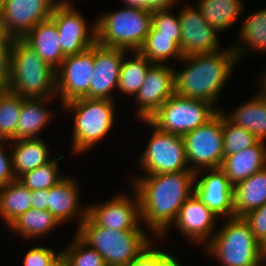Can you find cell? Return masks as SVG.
<instances>
[{"instance_id":"6da1fadb","label":"cell","mask_w":266,"mask_h":266,"mask_svg":"<svg viewBox=\"0 0 266 266\" xmlns=\"http://www.w3.org/2000/svg\"><path fill=\"white\" fill-rule=\"evenodd\" d=\"M194 180L195 172L190 169L135 176L131 180L139 198L141 222L154 238L167 234L181 206L193 194Z\"/></svg>"},{"instance_id":"7a4b0ae2","label":"cell","mask_w":266,"mask_h":266,"mask_svg":"<svg viewBox=\"0 0 266 266\" xmlns=\"http://www.w3.org/2000/svg\"><path fill=\"white\" fill-rule=\"evenodd\" d=\"M180 61L188 66L180 71L174 70L175 94L207 101L220 111L222 108L217 106L220 94L238 64L232 46L215 53L186 56Z\"/></svg>"},{"instance_id":"3957f363","label":"cell","mask_w":266,"mask_h":266,"mask_svg":"<svg viewBox=\"0 0 266 266\" xmlns=\"http://www.w3.org/2000/svg\"><path fill=\"white\" fill-rule=\"evenodd\" d=\"M9 91L28 99L57 98L55 70L22 39L12 45Z\"/></svg>"},{"instance_id":"277c9868","label":"cell","mask_w":266,"mask_h":266,"mask_svg":"<svg viewBox=\"0 0 266 266\" xmlns=\"http://www.w3.org/2000/svg\"><path fill=\"white\" fill-rule=\"evenodd\" d=\"M75 233L103 257L107 266H131L153 243L146 230H113L101 227L88 215Z\"/></svg>"},{"instance_id":"5b68a950","label":"cell","mask_w":266,"mask_h":266,"mask_svg":"<svg viewBox=\"0 0 266 266\" xmlns=\"http://www.w3.org/2000/svg\"><path fill=\"white\" fill-rule=\"evenodd\" d=\"M226 223L216 230L204 246L210 257L222 266H266L262 245L253 235L243 217L225 218Z\"/></svg>"},{"instance_id":"8992f818","label":"cell","mask_w":266,"mask_h":266,"mask_svg":"<svg viewBox=\"0 0 266 266\" xmlns=\"http://www.w3.org/2000/svg\"><path fill=\"white\" fill-rule=\"evenodd\" d=\"M96 43L126 51H139L152 24V12L123 7L100 14L95 20Z\"/></svg>"},{"instance_id":"52a82bcc","label":"cell","mask_w":266,"mask_h":266,"mask_svg":"<svg viewBox=\"0 0 266 266\" xmlns=\"http://www.w3.org/2000/svg\"><path fill=\"white\" fill-rule=\"evenodd\" d=\"M114 100L78 98L61 105L74 113L72 151L87 152L109 134L115 121Z\"/></svg>"},{"instance_id":"ba28073f","label":"cell","mask_w":266,"mask_h":266,"mask_svg":"<svg viewBox=\"0 0 266 266\" xmlns=\"http://www.w3.org/2000/svg\"><path fill=\"white\" fill-rule=\"evenodd\" d=\"M218 110L209 102L175 93L148 119L158 130L180 136L210 120Z\"/></svg>"},{"instance_id":"9c48e42d","label":"cell","mask_w":266,"mask_h":266,"mask_svg":"<svg viewBox=\"0 0 266 266\" xmlns=\"http://www.w3.org/2000/svg\"><path fill=\"white\" fill-rule=\"evenodd\" d=\"M190 170L200 177L204 169L220 168L224 158L223 112L182 136ZM192 165V166H191Z\"/></svg>"},{"instance_id":"30bf717a","label":"cell","mask_w":266,"mask_h":266,"mask_svg":"<svg viewBox=\"0 0 266 266\" xmlns=\"http://www.w3.org/2000/svg\"><path fill=\"white\" fill-rule=\"evenodd\" d=\"M152 129L138 165L144 175L172 173L189 170L183 137L158 130L148 120H140Z\"/></svg>"},{"instance_id":"8fae6325","label":"cell","mask_w":266,"mask_h":266,"mask_svg":"<svg viewBox=\"0 0 266 266\" xmlns=\"http://www.w3.org/2000/svg\"><path fill=\"white\" fill-rule=\"evenodd\" d=\"M94 73V44L81 53L68 55L55 70L56 96L61 105L84 98Z\"/></svg>"},{"instance_id":"7c38bea8","label":"cell","mask_w":266,"mask_h":266,"mask_svg":"<svg viewBox=\"0 0 266 266\" xmlns=\"http://www.w3.org/2000/svg\"><path fill=\"white\" fill-rule=\"evenodd\" d=\"M57 0H3L2 34L22 39L38 23L50 19Z\"/></svg>"},{"instance_id":"4fadbf2b","label":"cell","mask_w":266,"mask_h":266,"mask_svg":"<svg viewBox=\"0 0 266 266\" xmlns=\"http://www.w3.org/2000/svg\"><path fill=\"white\" fill-rule=\"evenodd\" d=\"M72 3H58L52 12L65 56L83 52L96 43V23L89 28L84 16Z\"/></svg>"},{"instance_id":"5bb4252c","label":"cell","mask_w":266,"mask_h":266,"mask_svg":"<svg viewBox=\"0 0 266 266\" xmlns=\"http://www.w3.org/2000/svg\"><path fill=\"white\" fill-rule=\"evenodd\" d=\"M132 191L133 198L124 193H118L106 203L87 206V215L101 227L113 230H144L141 223L139 198L136 191Z\"/></svg>"},{"instance_id":"9a60e30c","label":"cell","mask_w":266,"mask_h":266,"mask_svg":"<svg viewBox=\"0 0 266 266\" xmlns=\"http://www.w3.org/2000/svg\"><path fill=\"white\" fill-rule=\"evenodd\" d=\"M174 69L168 64H153L149 68L133 97L137 107L134 116L139 120H148L175 93Z\"/></svg>"},{"instance_id":"2e32d148","label":"cell","mask_w":266,"mask_h":266,"mask_svg":"<svg viewBox=\"0 0 266 266\" xmlns=\"http://www.w3.org/2000/svg\"><path fill=\"white\" fill-rule=\"evenodd\" d=\"M184 6L178 14L181 25L180 51L183 57L222 50L218 32L207 23L196 6Z\"/></svg>"},{"instance_id":"e0dca14e","label":"cell","mask_w":266,"mask_h":266,"mask_svg":"<svg viewBox=\"0 0 266 266\" xmlns=\"http://www.w3.org/2000/svg\"><path fill=\"white\" fill-rule=\"evenodd\" d=\"M127 54L128 51L120 48L94 44V73L86 98L106 100L115 98L112 94L118 89L121 63Z\"/></svg>"},{"instance_id":"ac0fdd59","label":"cell","mask_w":266,"mask_h":266,"mask_svg":"<svg viewBox=\"0 0 266 266\" xmlns=\"http://www.w3.org/2000/svg\"><path fill=\"white\" fill-rule=\"evenodd\" d=\"M204 172L200 178L195 176L193 193L217 216L234 217V185L220 168L204 169Z\"/></svg>"},{"instance_id":"d6986e66","label":"cell","mask_w":266,"mask_h":266,"mask_svg":"<svg viewBox=\"0 0 266 266\" xmlns=\"http://www.w3.org/2000/svg\"><path fill=\"white\" fill-rule=\"evenodd\" d=\"M219 218L193 193L181 206L173 224L183 237L205 246L213 237Z\"/></svg>"},{"instance_id":"ffe728a7","label":"cell","mask_w":266,"mask_h":266,"mask_svg":"<svg viewBox=\"0 0 266 266\" xmlns=\"http://www.w3.org/2000/svg\"><path fill=\"white\" fill-rule=\"evenodd\" d=\"M70 176H66L57 185L48 189L47 210L61 225L70 219H74L73 217H79L76 232L87 217L88 207H83L79 203L80 187L77 184L78 182H76L77 180Z\"/></svg>"},{"instance_id":"44dd1931","label":"cell","mask_w":266,"mask_h":266,"mask_svg":"<svg viewBox=\"0 0 266 266\" xmlns=\"http://www.w3.org/2000/svg\"><path fill=\"white\" fill-rule=\"evenodd\" d=\"M22 40L54 70L66 57L61 50L57 26L51 18L38 23Z\"/></svg>"},{"instance_id":"7402d4cb","label":"cell","mask_w":266,"mask_h":266,"mask_svg":"<svg viewBox=\"0 0 266 266\" xmlns=\"http://www.w3.org/2000/svg\"><path fill=\"white\" fill-rule=\"evenodd\" d=\"M266 167V143L258 141L254 146L223 158L220 169L235 185Z\"/></svg>"},{"instance_id":"603a6c76","label":"cell","mask_w":266,"mask_h":266,"mask_svg":"<svg viewBox=\"0 0 266 266\" xmlns=\"http://www.w3.org/2000/svg\"><path fill=\"white\" fill-rule=\"evenodd\" d=\"M12 143V169L16 179L52 160L47 142L42 138L18 139Z\"/></svg>"},{"instance_id":"cb8c5ba5","label":"cell","mask_w":266,"mask_h":266,"mask_svg":"<svg viewBox=\"0 0 266 266\" xmlns=\"http://www.w3.org/2000/svg\"><path fill=\"white\" fill-rule=\"evenodd\" d=\"M52 98H22L15 140L40 138L39 133L52 120L53 110L46 107ZM39 137H38V136Z\"/></svg>"},{"instance_id":"d4e9b609","label":"cell","mask_w":266,"mask_h":266,"mask_svg":"<svg viewBox=\"0 0 266 266\" xmlns=\"http://www.w3.org/2000/svg\"><path fill=\"white\" fill-rule=\"evenodd\" d=\"M234 217H243L266 203V167L234 185Z\"/></svg>"},{"instance_id":"484cf974","label":"cell","mask_w":266,"mask_h":266,"mask_svg":"<svg viewBox=\"0 0 266 266\" xmlns=\"http://www.w3.org/2000/svg\"><path fill=\"white\" fill-rule=\"evenodd\" d=\"M221 111L234 124L247 129L260 141L266 140V99L258 92L234 111Z\"/></svg>"},{"instance_id":"4316f807","label":"cell","mask_w":266,"mask_h":266,"mask_svg":"<svg viewBox=\"0 0 266 266\" xmlns=\"http://www.w3.org/2000/svg\"><path fill=\"white\" fill-rule=\"evenodd\" d=\"M195 6L218 33L234 26L245 9L242 0H196Z\"/></svg>"},{"instance_id":"83f0119b","label":"cell","mask_w":266,"mask_h":266,"mask_svg":"<svg viewBox=\"0 0 266 266\" xmlns=\"http://www.w3.org/2000/svg\"><path fill=\"white\" fill-rule=\"evenodd\" d=\"M243 21L237 36L238 42H235L241 43L232 45L238 62L241 61L242 57L244 58V54L246 55L249 52L248 50H257L260 54L262 52L266 53V7L251 13Z\"/></svg>"},{"instance_id":"f1b7e54d","label":"cell","mask_w":266,"mask_h":266,"mask_svg":"<svg viewBox=\"0 0 266 266\" xmlns=\"http://www.w3.org/2000/svg\"><path fill=\"white\" fill-rule=\"evenodd\" d=\"M32 208L31 190L18 179L0 188V219L9 226L20 215Z\"/></svg>"},{"instance_id":"f546056e","label":"cell","mask_w":266,"mask_h":266,"mask_svg":"<svg viewBox=\"0 0 266 266\" xmlns=\"http://www.w3.org/2000/svg\"><path fill=\"white\" fill-rule=\"evenodd\" d=\"M61 224L48 210L30 208L15 219L7 228L24 240L48 235Z\"/></svg>"},{"instance_id":"4dcf8cb0","label":"cell","mask_w":266,"mask_h":266,"mask_svg":"<svg viewBox=\"0 0 266 266\" xmlns=\"http://www.w3.org/2000/svg\"><path fill=\"white\" fill-rule=\"evenodd\" d=\"M131 53L134 55L133 59H128V56L125 55L121 63L117 91L135 96L153 63L148 61L139 51Z\"/></svg>"},{"instance_id":"1f68e13d","label":"cell","mask_w":266,"mask_h":266,"mask_svg":"<svg viewBox=\"0 0 266 266\" xmlns=\"http://www.w3.org/2000/svg\"><path fill=\"white\" fill-rule=\"evenodd\" d=\"M139 52L153 64H168L170 59L180 62L183 58L180 47L174 42V36L147 35Z\"/></svg>"},{"instance_id":"d6a6232c","label":"cell","mask_w":266,"mask_h":266,"mask_svg":"<svg viewBox=\"0 0 266 266\" xmlns=\"http://www.w3.org/2000/svg\"><path fill=\"white\" fill-rule=\"evenodd\" d=\"M22 97L11 91L0 92V140L15 141Z\"/></svg>"},{"instance_id":"836d02e7","label":"cell","mask_w":266,"mask_h":266,"mask_svg":"<svg viewBox=\"0 0 266 266\" xmlns=\"http://www.w3.org/2000/svg\"><path fill=\"white\" fill-rule=\"evenodd\" d=\"M61 159H63V155L59 156V158L55 157L50 162L34 170L25 172L18 180L29 190L49 189L66 177V175H62L58 169V161Z\"/></svg>"},{"instance_id":"e575fe53","label":"cell","mask_w":266,"mask_h":266,"mask_svg":"<svg viewBox=\"0 0 266 266\" xmlns=\"http://www.w3.org/2000/svg\"><path fill=\"white\" fill-rule=\"evenodd\" d=\"M73 241L61 251L68 266H107L103 257L76 233Z\"/></svg>"},{"instance_id":"d590c367","label":"cell","mask_w":266,"mask_h":266,"mask_svg":"<svg viewBox=\"0 0 266 266\" xmlns=\"http://www.w3.org/2000/svg\"><path fill=\"white\" fill-rule=\"evenodd\" d=\"M224 157L254 146L259 139L247 129L232 123L223 113Z\"/></svg>"},{"instance_id":"8d00e7d4","label":"cell","mask_w":266,"mask_h":266,"mask_svg":"<svg viewBox=\"0 0 266 266\" xmlns=\"http://www.w3.org/2000/svg\"><path fill=\"white\" fill-rule=\"evenodd\" d=\"M170 9L152 12V24L147 35L174 36V42L180 47L181 25L179 15H173Z\"/></svg>"},{"instance_id":"74e56055","label":"cell","mask_w":266,"mask_h":266,"mask_svg":"<svg viewBox=\"0 0 266 266\" xmlns=\"http://www.w3.org/2000/svg\"><path fill=\"white\" fill-rule=\"evenodd\" d=\"M151 243L132 263L131 266H182L179 259L170 253L158 249Z\"/></svg>"},{"instance_id":"f35d334b","label":"cell","mask_w":266,"mask_h":266,"mask_svg":"<svg viewBox=\"0 0 266 266\" xmlns=\"http://www.w3.org/2000/svg\"><path fill=\"white\" fill-rule=\"evenodd\" d=\"M14 38L2 34L0 36V92L9 90L10 55Z\"/></svg>"},{"instance_id":"ab89813d","label":"cell","mask_w":266,"mask_h":266,"mask_svg":"<svg viewBox=\"0 0 266 266\" xmlns=\"http://www.w3.org/2000/svg\"><path fill=\"white\" fill-rule=\"evenodd\" d=\"M52 248L35 246L26 252L23 260V266H50L60 256L61 252H55Z\"/></svg>"},{"instance_id":"60d3db41","label":"cell","mask_w":266,"mask_h":266,"mask_svg":"<svg viewBox=\"0 0 266 266\" xmlns=\"http://www.w3.org/2000/svg\"><path fill=\"white\" fill-rule=\"evenodd\" d=\"M255 238L263 245L266 242V203L243 216Z\"/></svg>"},{"instance_id":"b9f144b4","label":"cell","mask_w":266,"mask_h":266,"mask_svg":"<svg viewBox=\"0 0 266 266\" xmlns=\"http://www.w3.org/2000/svg\"><path fill=\"white\" fill-rule=\"evenodd\" d=\"M10 141L0 140V188L10 183L11 181L16 180L12 169V157L11 152L8 154L5 150L4 144Z\"/></svg>"},{"instance_id":"7bdbcfd3","label":"cell","mask_w":266,"mask_h":266,"mask_svg":"<svg viewBox=\"0 0 266 266\" xmlns=\"http://www.w3.org/2000/svg\"><path fill=\"white\" fill-rule=\"evenodd\" d=\"M179 0H144V10L149 12L172 9Z\"/></svg>"},{"instance_id":"ee69618b","label":"cell","mask_w":266,"mask_h":266,"mask_svg":"<svg viewBox=\"0 0 266 266\" xmlns=\"http://www.w3.org/2000/svg\"><path fill=\"white\" fill-rule=\"evenodd\" d=\"M48 189L31 190L32 208L47 210Z\"/></svg>"},{"instance_id":"f6af8a7d","label":"cell","mask_w":266,"mask_h":266,"mask_svg":"<svg viewBox=\"0 0 266 266\" xmlns=\"http://www.w3.org/2000/svg\"><path fill=\"white\" fill-rule=\"evenodd\" d=\"M126 7H134L144 10V0H123Z\"/></svg>"},{"instance_id":"bcb514c9","label":"cell","mask_w":266,"mask_h":266,"mask_svg":"<svg viewBox=\"0 0 266 266\" xmlns=\"http://www.w3.org/2000/svg\"><path fill=\"white\" fill-rule=\"evenodd\" d=\"M264 73L265 75H262L258 81L260 82L259 85H261L259 93L266 99V72Z\"/></svg>"},{"instance_id":"7dc6e473","label":"cell","mask_w":266,"mask_h":266,"mask_svg":"<svg viewBox=\"0 0 266 266\" xmlns=\"http://www.w3.org/2000/svg\"><path fill=\"white\" fill-rule=\"evenodd\" d=\"M50 266H68L65 258L61 255L54 263Z\"/></svg>"},{"instance_id":"c3c4849f","label":"cell","mask_w":266,"mask_h":266,"mask_svg":"<svg viewBox=\"0 0 266 266\" xmlns=\"http://www.w3.org/2000/svg\"><path fill=\"white\" fill-rule=\"evenodd\" d=\"M262 255L266 263V242L262 245Z\"/></svg>"},{"instance_id":"681fc988","label":"cell","mask_w":266,"mask_h":266,"mask_svg":"<svg viewBox=\"0 0 266 266\" xmlns=\"http://www.w3.org/2000/svg\"><path fill=\"white\" fill-rule=\"evenodd\" d=\"M2 8H3V0H0V17L2 14Z\"/></svg>"},{"instance_id":"f907efd6","label":"cell","mask_w":266,"mask_h":266,"mask_svg":"<svg viewBox=\"0 0 266 266\" xmlns=\"http://www.w3.org/2000/svg\"><path fill=\"white\" fill-rule=\"evenodd\" d=\"M58 3H71V1L69 0H57Z\"/></svg>"}]
</instances>
